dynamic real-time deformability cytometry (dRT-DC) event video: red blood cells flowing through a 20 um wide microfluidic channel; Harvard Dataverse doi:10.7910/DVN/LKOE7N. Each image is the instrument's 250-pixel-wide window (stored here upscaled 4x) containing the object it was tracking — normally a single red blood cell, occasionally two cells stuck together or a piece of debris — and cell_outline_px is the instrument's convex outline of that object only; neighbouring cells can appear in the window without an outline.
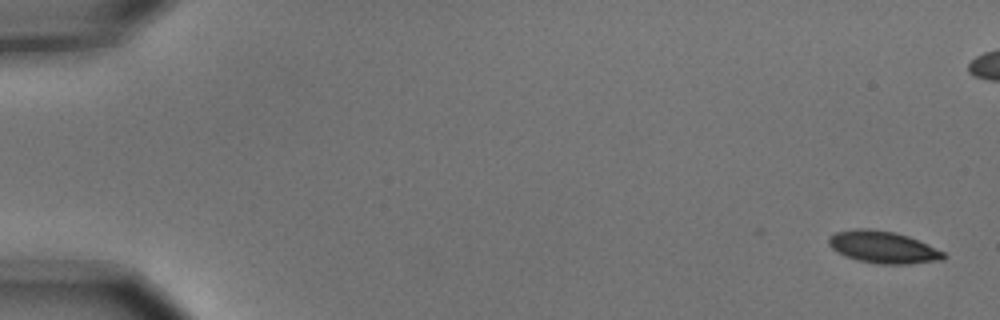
{"species": "common noctule bat (a hibernating species)", "species_latin": "Nyctalus noctula", "temperature_condition": "cold", "stored_images_in_passage": 2, "camera_frame_rate_fps": 3000, "um_per_image_px": 0.085, "animal": {"sex": "male", "body_mass_g": 15.6}, "frame": {"image": 1, "passage_image": 2, "time_ms": 0.333, "image_size_px": [1000, 320], "cell_outline_px": [[948, 256], [944, 260], [908, 264], [876, 264], [856, 260], [836, 252], [828, 244], [828, 236], [836, 232], [856, 228], [868, 228], [896, 232], [908, 236], [928, 244], [944, 252]], "centroid_in_image_um": [75.06, 21.01], "position_along_channel_um": 9.9, "area_um2": 21.79}}